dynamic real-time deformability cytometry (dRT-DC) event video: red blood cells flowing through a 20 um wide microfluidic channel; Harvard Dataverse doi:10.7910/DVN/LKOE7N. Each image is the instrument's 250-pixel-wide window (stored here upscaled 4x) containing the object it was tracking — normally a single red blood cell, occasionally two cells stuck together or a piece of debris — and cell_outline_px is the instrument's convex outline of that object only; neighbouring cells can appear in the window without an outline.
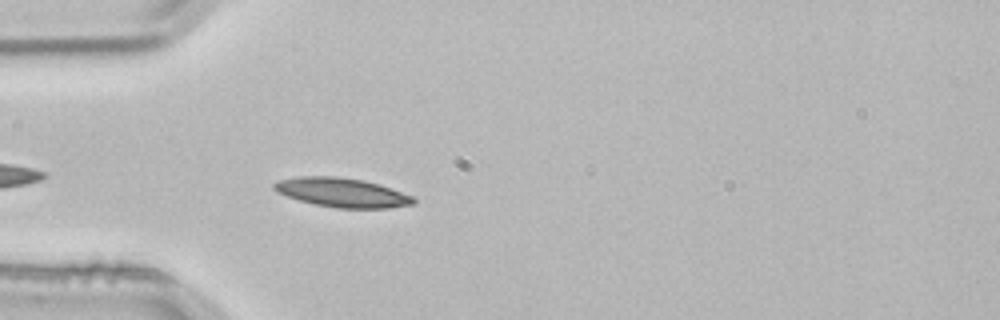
{"species": "common noctule bat (a hibernating species)", "species_latin": "Nyctalus noctula", "temperature_condition": "room temperature", "stored_images_in_passage": 2, "camera_frame_rate_fps": 3000, "um_per_image_px": 0.085, "animal": {"sex": "male", "body_mass_g": 21.5, "forearm_length_mm": 52.0}, "frame": {"image": 1, "passage_image": 2, "time_ms": 0.333, "image_size_px": [1000, 320], "cell_outline_px": [[416, 204], [388, 208], [336, 208], [316, 204], [300, 200], [276, 192], [272, 188], [272, 184], [280, 180], [300, 176], [336, 176], [364, 180], [380, 184], [412, 196], [416, 200]], "centroid_in_image_um": [29.09, 16.36], "position_along_channel_um": 55.9, "area_um2": 23.7}}